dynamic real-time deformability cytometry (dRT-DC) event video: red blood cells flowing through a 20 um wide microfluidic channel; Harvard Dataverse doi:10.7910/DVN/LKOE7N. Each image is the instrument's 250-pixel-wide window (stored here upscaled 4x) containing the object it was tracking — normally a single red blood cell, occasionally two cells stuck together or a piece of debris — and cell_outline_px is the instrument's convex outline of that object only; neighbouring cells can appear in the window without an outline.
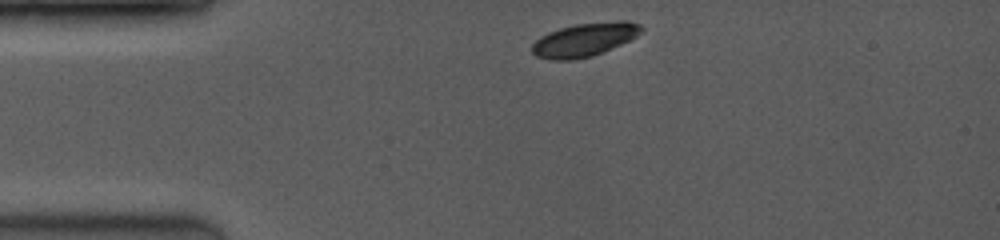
{"species": "common noctule bat (a hibernating species)", "species_latin": "Nyctalus noctula", "temperature_condition": "room temperature", "stored_images_in_passage": 11, "camera_frame_rate_fps": 3500, "um_per_image_px": 0.085, "animal": {"sex": "female", "body_mass_g": 19.0, "forearm_length_mm": 53.3}, "frame": {"image": 1, "passage_image": 1, "time_ms": 0.0, "image_size_px": [1000, 240], "cell_outline_px": [[644, 32], [620, 44], [592, 56], [572, 60], [548, 60], [536, 56], [532, 52], [532, 44], [540, 36], [548, 32], [560, 28], [576, 24], [620, 20], [628, 20], [640, 24], [644, 28]], "centroid_in_image_um": [49.68, 3.36], "position_along_channel_um": 35.3, "area_um2": 21.39}}
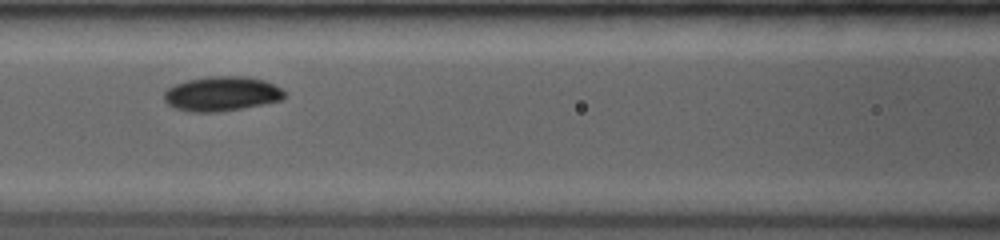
{"frame": {"image": 2, "passage_image": 8, "time_ms": 3.714, "image_size_px": [1000, 240], "cell_outline_px": [[284, 96], [280, 100], [264, 104], [220, 112], [192, 112], [176, 108], [168, 104], [164, 100], [164, 92], [168, 88], [176, 84], [188, 80], [208, 76], [244, 76], [264, 80], [280, 88], [284, 92]], "centroid_in_image_um": [18.82, 7.97], "position_along_channel_um": 147.8, "area_um2": 24.1}}
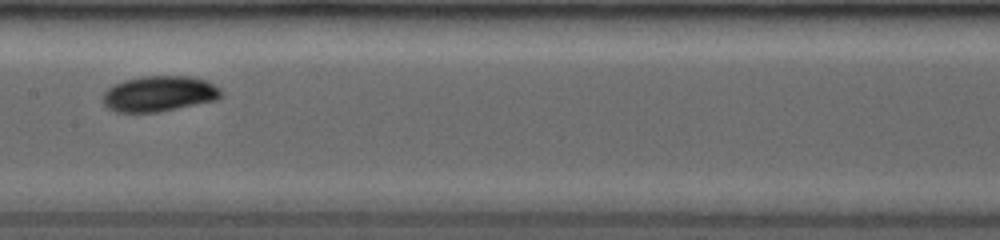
{"frame": {"image": 3, "passage_image": 10, "time_ms": 4.857, "image_size_px": [1000, 240], "cell_outline_px": [[224, 92], [216, 100], [156, 112], [116, 112], [108, 108], [104, 104], [104, 92], [112, 84], [124, 80], [140, 76], [192, 76], [204, 80], [220, 88]], "centroid_in_image_um": [13.51, 7.95], "position_along_channel_um": 193.9, "area_um2": 24.45}}